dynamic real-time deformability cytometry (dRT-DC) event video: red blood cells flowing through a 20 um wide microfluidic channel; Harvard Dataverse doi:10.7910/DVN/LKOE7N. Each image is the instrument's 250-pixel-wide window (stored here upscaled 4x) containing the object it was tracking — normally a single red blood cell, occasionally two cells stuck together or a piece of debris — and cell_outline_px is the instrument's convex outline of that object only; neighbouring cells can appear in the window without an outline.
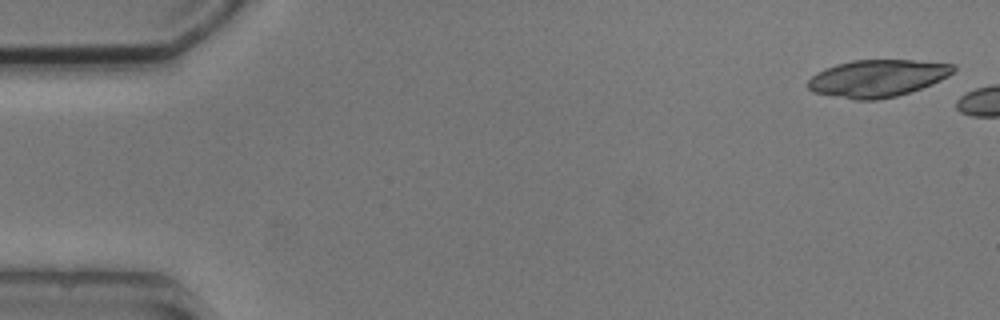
{"species": "common noctule bat (a hibernating species)", "species_latin": "Nyctalus noctula", "temperature_condition": "cold", "stored_images_in_passage": 2, "camera_frame_rate_fps": 3000, "um_per_image_px": 0.085, "animal": {"sex": "male", "body_mass_g": 20.5, "forearm_length_mm": 52.5}, "frame": {"image": 1, "passage_image": 1, "time_ms": 0.0, "image_size_px": [1000, 320], "cell_outline_px": [[956, 68], [948, 76], [932, 84], [896, 96], [876, 100], [856, 100], [812, 92], [808, 88], [808, 80], [816, 72], [824, 68], [836, 64], [852, 60], [912, 60], [956, 64]], "centroid_in_image_um": [74.56, 6.65], "position_along_channel_um": 10.4, "area_um2": 31.5}}